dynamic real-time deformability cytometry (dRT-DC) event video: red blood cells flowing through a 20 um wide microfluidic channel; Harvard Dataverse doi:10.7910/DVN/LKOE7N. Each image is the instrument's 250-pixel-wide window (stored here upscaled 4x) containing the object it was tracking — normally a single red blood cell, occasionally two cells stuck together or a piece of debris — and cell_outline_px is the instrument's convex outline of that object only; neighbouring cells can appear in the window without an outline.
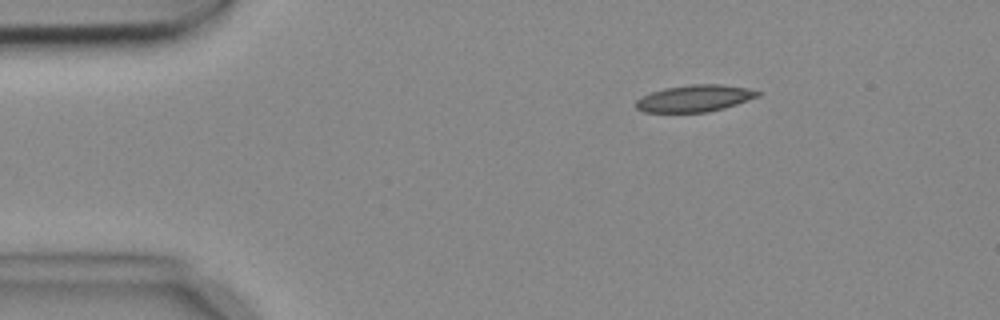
{"species": "common noctule bat (a hibernating species)", "species_latin": "Nyctalus noctula", "temperature_condition": "cold", "stored_images_in_passage": 3, "camera_frame_rate_fps": 3000, "um_per_image_px": 0.085, "animal": {"sex": "female", "body_mass_g": 18.4}, "frame": {"image": 1, "passage_image": 1, "time_ms": 0.0, "image_size_px": [1000, 320], "cell_outline_px": [[764, 92], [760, 96], [724, 108], [708, 112], [644, 112], [636, 108], [636, 100], [652, 92], [664, 88], [692, 84], [720, 84], [748, 88]], "centroid_in_image_um": [59.09, 8.35], "position_along_channel_um": 25.9, "area_um2": 19.02}}
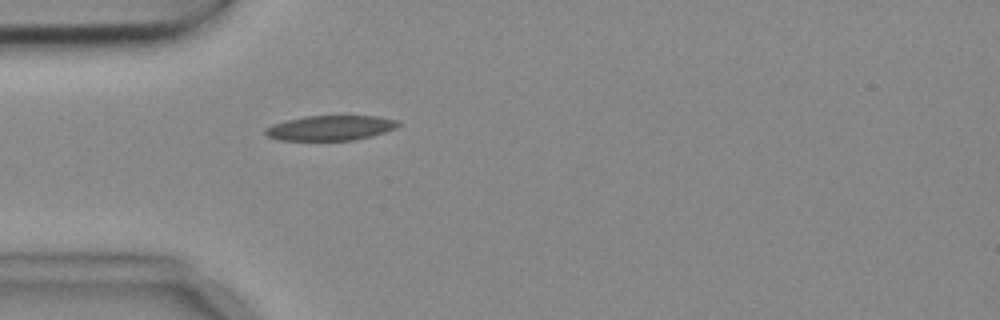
{"frame": {"image": 2, "passage_image": 3, "time_ms": 0.667, "image_size_px": [1000, 320], "cell_outline_px": [[400, 124], [396, 128], [372, 136], [352, 140], [280, 140], [268, 136], [264, 132], [264, 128], [272, 124], [304, 116], [380, 116], [400, 120]], "centroid_in_image_um": [28.11, 10.87], "position_along_channel_um": 56.9, "area_um2": 19.36}}